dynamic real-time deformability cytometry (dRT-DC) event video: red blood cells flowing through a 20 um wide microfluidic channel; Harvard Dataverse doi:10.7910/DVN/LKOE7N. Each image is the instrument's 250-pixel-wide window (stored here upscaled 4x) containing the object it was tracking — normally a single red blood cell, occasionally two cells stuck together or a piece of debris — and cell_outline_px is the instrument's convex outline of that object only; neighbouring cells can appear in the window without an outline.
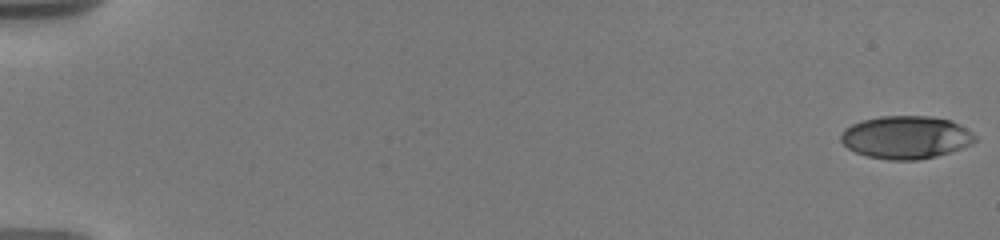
{"species": "human", "species_latin": "Homo sapiens", "temperature_condition": "warm", "stored_images_in_passage": 47, "camera_frame_rate_fps": 3000, "um_per_image_px": 0.085, "donor": {"sex": "male"}, "frame": {"image": 1, "passage_image": 1, "time_ms": 0.0, "image_size_px": [1000, 240], "cell_outline_px": [[976, 140], [972, 144], [936, 156], [920, 160], [888, 160], [868, 156], [856, 152], [848, 148], [840, 140], [840, 136], [844, 128], [852, 124], [864, 120], [880, 116], [928, 116], [952, 120], [972, 132], [976, 136]], "centroid_in_image_um": [77.0, 11.67], "position_along_channel_um": 8.0, "area_um2": 33.47}}
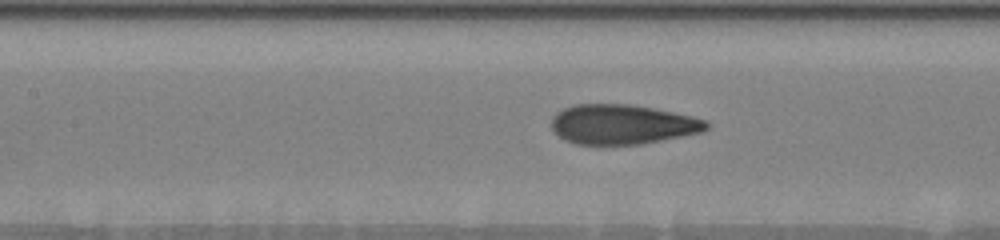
{"frame": {"image": 2, "passage_image": 21, "time_ms": 9.0, "image_size_px": [1000, 240], "cell_outline_px": [[712, 124], [704, 132], [684, 136], [640, 144], [576, 144], [564, 140], [552, 128], [552, 116], [556, 112], [564, 108], [576, 104], [632, 104], [692, 116], [708, 120]], "centroid_in_image_um": [52.94, 10.57], "position_along_channel_um": 154.5, "area_um2": 36.01}}
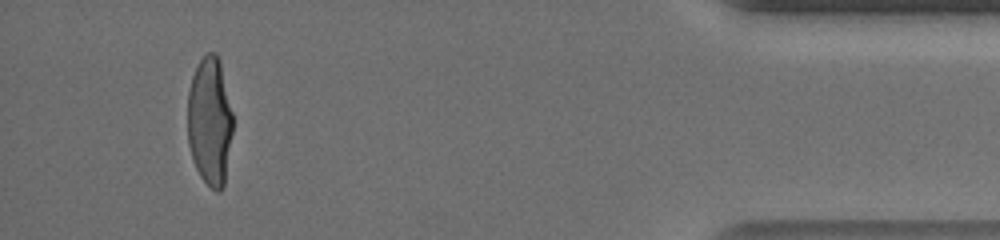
{"frame": {"image": 3, "passage_image": 44, "time_ms": 17.667, "image_size_px": [1000, 240], "cell_outline_px": [[232, 132], [224, 184], [220, 192], [216, 192], [200, 176], [192, 160], [188, 144], [188, 92], [192, 76], [200, 60], [208, 52], [216, 52], [220, 60], [232, 112]], "centroid_in_image_um": [17.82, 10.3], "position_along_channel_um": 417.4, "area_um2": 33.81}, "authors_computed_cell_mechanics": {"area_um2": 34.7956, "velocity_mm_per_s": 3.6496, "shape_relaxation_time_tau1_ms": 5.106, "shape_relaxation_time_tau2_ms": null, "deformation_change_tau1": 0.2376, "deformation_change_tau2": null}}